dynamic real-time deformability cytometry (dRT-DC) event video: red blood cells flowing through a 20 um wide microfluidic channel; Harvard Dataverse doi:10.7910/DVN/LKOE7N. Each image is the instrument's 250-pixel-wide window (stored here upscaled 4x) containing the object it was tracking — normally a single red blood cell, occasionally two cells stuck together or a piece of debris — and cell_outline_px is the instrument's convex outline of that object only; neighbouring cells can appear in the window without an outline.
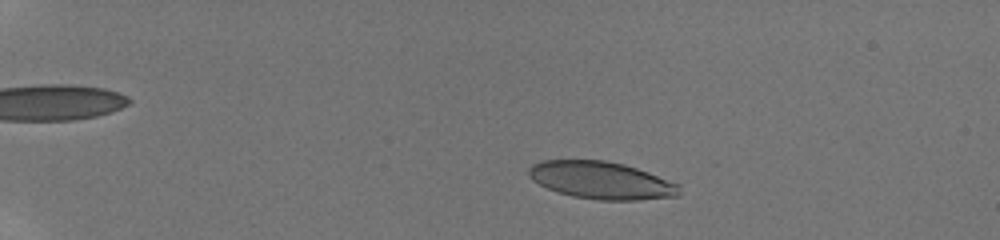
{"species": "human", "species_latin": "Homo sapiens", "temperature_condition": "room temperature", "stored_images_in_passage": 48, "camera_frame_rate_fps": 3000, "um_per_image_px": 0.085, "donor": {"sex": "male"}, "frame": {"image": 1, "passage_image": 5, "time_ms": 1.333, "image_size_px": [1000, 240], "cell_outline_px": [[680, 196], [636, 200], [600, 200], [572, 196], [548, 188], [532, 180], [528, 176], [528, 168], [532, 164], [544, 160], [604, 160], [624, 164], [648, 172], [680, 184]], "centroid_in_image_um": [51.13, 15.32], "position_along_channel_um": 33.9, "area_um2": 32.83}}
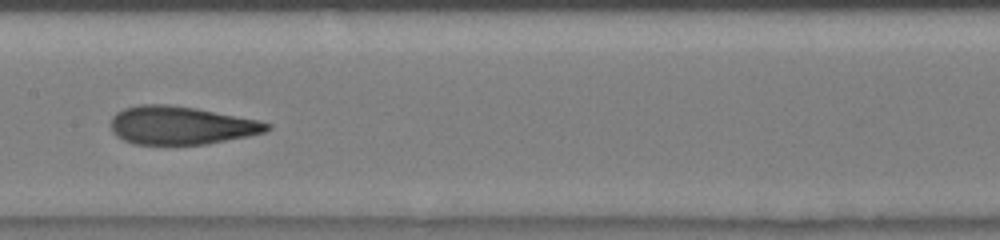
{"frame": {"image": 2, "passage_image": 25, "time_ms": 8.0, "image_size_px": [1000, 240], "cell_outline_px": [[272, 128], [264, 132], [248, 136], [204, 144], [132, 144], [116, 136], [112, 132], [112, 116], [116, 112], [124, 108], [140, 104], [168, 104], [196, 108], [260, 120], [272, 124]], "centroid_in_image_um": [15.39, 10.65], "position_along_channel_um": 192.0, "area_um2": 34.8}}
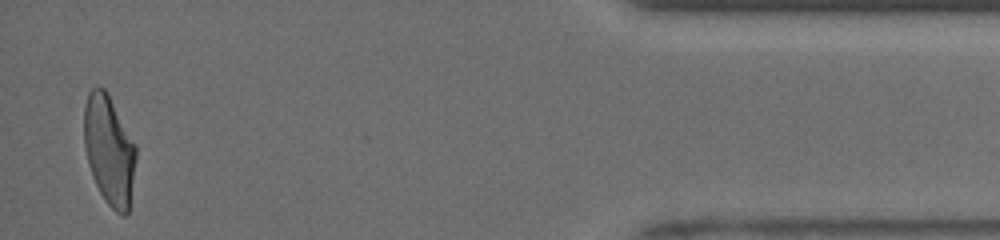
{"frame": {"image": 3, "passage_image": 47, "time_ms": 15.333, "image_size_px": [1000, 240], "cell_outline_px": [[136, 156], [128, 212], [124, 216], [116, 212], [104, 200], [92, 176], [88, 164], [84, 144], [84, 108], [88, 92], [96, 84], [104, 88], [108, 92], [136, 144]], "centroid_in_image_um": [9.27, 12.7], "position_along_channel_um": 425.9, "area_um2": 33.29}, "authors_computed_cell_mechanics": {"area_um2": 34.0731, "velocity_mm_per_s": 3.9534, "shape_relaxation_time_tau1_ms": 5.8909, "shape_relaxation_time_tau2_ms": 1.199, "deformation_change_tau1": 0.227, "deformation_change_tau2": 0.0927}}